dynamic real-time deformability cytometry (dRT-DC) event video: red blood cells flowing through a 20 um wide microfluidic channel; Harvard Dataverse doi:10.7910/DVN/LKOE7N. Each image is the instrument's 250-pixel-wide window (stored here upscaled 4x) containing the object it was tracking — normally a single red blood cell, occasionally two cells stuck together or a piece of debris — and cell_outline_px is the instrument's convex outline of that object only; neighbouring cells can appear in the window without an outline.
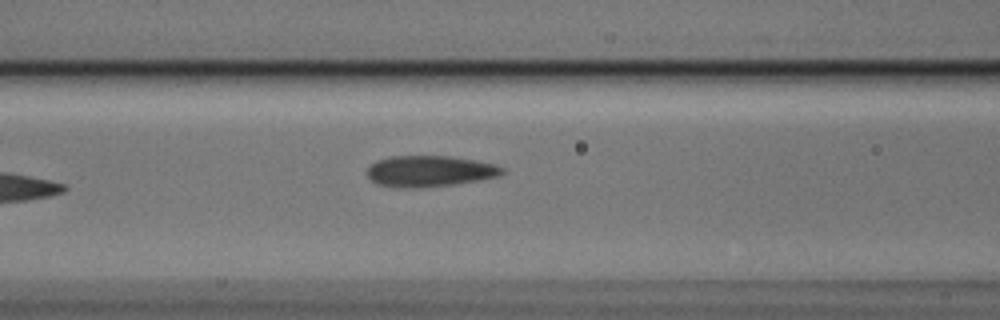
{"species": "Egyptian fruit bat (a non-hibernating species)", "species_latin": "Rousettus aegyptiacus", "temperature_condition": "cold", "stored_images_in_passage": 7, "segment_of_instrument_passage": [1, 2], "camera_frame_rate_fps": 3000, "um_per_image_px": 0.085, "animal": {"sex": "male"}, "frame": {"image": 1, "passage_image": 6, "time_ms": 1.667, "image_size_px": [1000, 320], "cell_outline_px": [[504, 172], [500, 176], [480, 180], [452, 184], [412, 188], [400, 188], [376, 184], [368, 176], [368, 168], [376, 160], [392, 156], [448, 156], [496, 164], [504, 168]], "centroid_in_image_um": [36.52, 14.55], "position_along_channel_um": 130.1, "area_um2": 24.33}}